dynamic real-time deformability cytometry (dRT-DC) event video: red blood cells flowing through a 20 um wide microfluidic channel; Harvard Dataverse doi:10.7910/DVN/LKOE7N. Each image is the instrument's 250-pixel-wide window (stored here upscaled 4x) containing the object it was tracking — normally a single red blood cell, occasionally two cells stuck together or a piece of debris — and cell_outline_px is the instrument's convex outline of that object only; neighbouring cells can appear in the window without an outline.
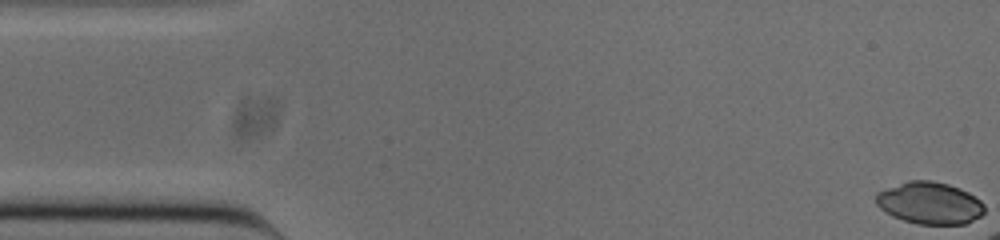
{"species": "common noctule bat (a hibernating species)", "species_latin": "Nyctalus noctula", "temperature_condition": "cold", "stored_images_in_passage": 9, "camera_frame_rate_fps": 3000, "um_per_image_px": 0.085, "animal": {"sex": "male", "body_mass_g": 20.0, "forearm_length_mm": 53.3}, "frame": {"image": 1, "passage_image": 1, "time_ms": 0.0, "image_size_px": [1000, 240], "cell_outline_px": [[984, 212], [980, 216], [964, 224], [916, 224], [892, 216], [884, 212], [876, 204], [876, 192], [908, 180], [932, 180], [948, 184], [960, 188], [968, 192], [980, 200], [984, 204]], "centroid_in_image_um": [79.0, 17.25], "position_along_channel_um": 6.0, "area_um2": 26.65}}